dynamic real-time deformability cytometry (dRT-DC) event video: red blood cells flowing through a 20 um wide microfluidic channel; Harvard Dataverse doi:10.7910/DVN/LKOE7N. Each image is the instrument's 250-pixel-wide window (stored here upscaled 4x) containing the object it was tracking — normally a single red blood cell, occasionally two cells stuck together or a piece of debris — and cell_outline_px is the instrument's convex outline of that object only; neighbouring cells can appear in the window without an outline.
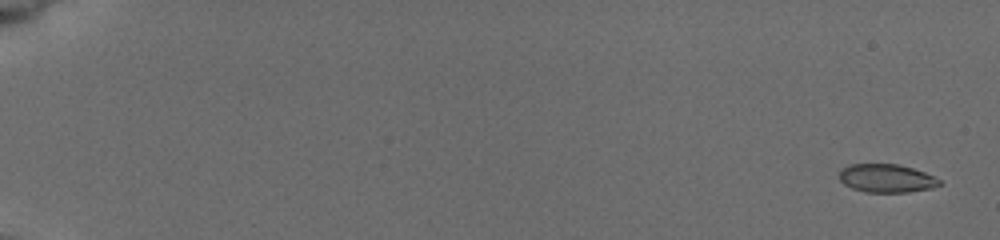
{"species": "common noctule bat (a hibernating species)", "species_latin": "Nyctalus noctula", "temperature_condition": "cold", "stored_images_in_passage": 10, "camera_frame_rate_fps": 3000, "um_per_image_px": 0.085, "animal": {"sex": "female", "body_mass_g": 19.5, "forearm_length_mm": 54.1}, "frame": {"image": 1, "passage_image": 1, "time_ms": 0.0, "image_size_px": [1000, 240], "cell_outline_px": [[940, 184], [932, 188], [908, 192], [864, 192], [852, 188], [844, 184], [840, 180], [840, 168], [848, 164], [896, 164], [912, 168], [924, 172], [940, 180]], "centroid_in_image_um": [75.31, 15.15], "position_along_channel_um": 9.7, "area_um2": 16.47}}
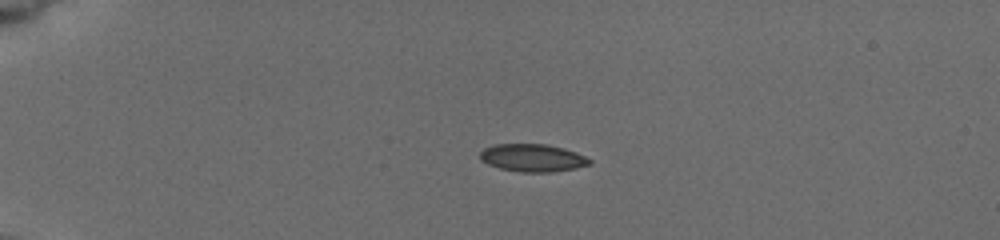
{"frame": {"image": 2, "passage_image": 6, "time_ms": 4.333, "image_size_px": [1000, 240], "cell_outline_px": [[592, 164], [576, 168], [548, 172], [524, 172], [500, 168], [488, 164], [480, 160], [480, 152], [484, 148], [496, 144], [548, 144], [564, 148], [576, 152], [592, 160]], "centroid_in_image_um": [45.28, 13.41], "position_along_channel_um": 39.7, "area_um2": 17.63}}
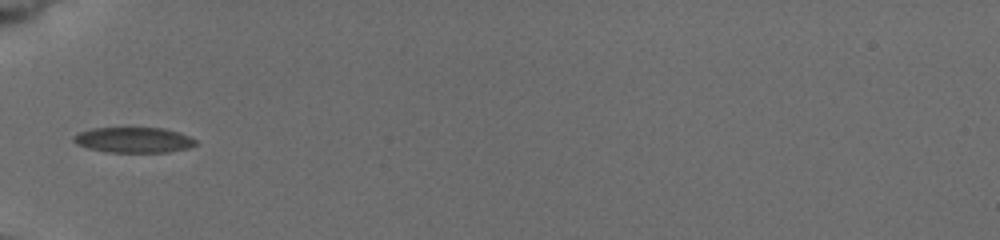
{"frame": {"image": 3, "passage_image": 9, "time_ms": 6.667, "image_size_px": [1000, 240], "cell_outline_px": [[196, 144], [188, 148], [168, 152], [108, 152], [88, 148], [76, 144], [72, 140], [72, 136], [80, 132], [92, 128], [164, 128], [180, 132], [196, 140]], "centroid_in_image_um": [11.35, 11.89], "position_along_channel_um": 73.7, "area_um2": 18.09}}